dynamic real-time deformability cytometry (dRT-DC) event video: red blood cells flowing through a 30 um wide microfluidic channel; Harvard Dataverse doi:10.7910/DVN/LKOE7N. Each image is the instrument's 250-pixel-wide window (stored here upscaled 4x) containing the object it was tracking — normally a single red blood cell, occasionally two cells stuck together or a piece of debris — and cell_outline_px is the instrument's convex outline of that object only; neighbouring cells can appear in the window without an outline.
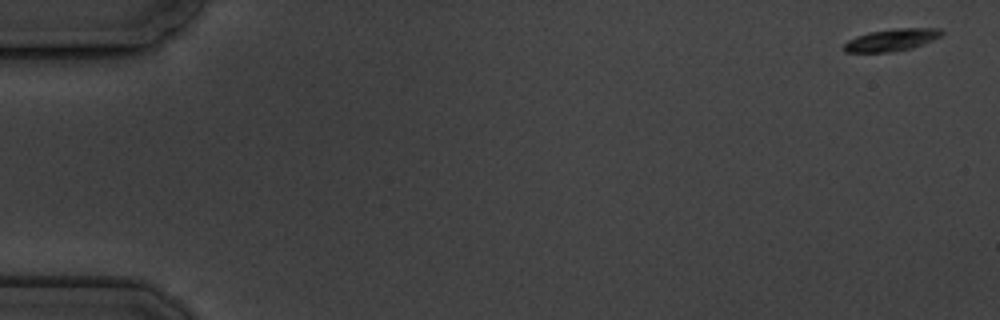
{"species": "common noctule bat (a hibernating species)", "species_latin": "Nyctalus noctula", "temperature_condition": "cold", "stored_images_in_passage": 7, "camera_frame_rate_fps": 3000, "um_per_image_px": 0.085, "animal": {"sex": "male", "body_mass_g": 19.5, "forearm_length_mm": 54.6}, "frame": {"image": 1, "passage_image": 1, "time_ms": 0.0, "image_size_px": [1000, 320], "cell_outline_px": [[944, 32], [940, 36], [932, 40], [912, 48], [892, 52], [844, 52], [844, 44], [848, 40], [856, 36], [868, 32], [896, 28], [940, 28]], "centroid_in_image_um": [75.77, 3.39], "position_along_channel_um": 9.2, "area_um2": 12.6}}
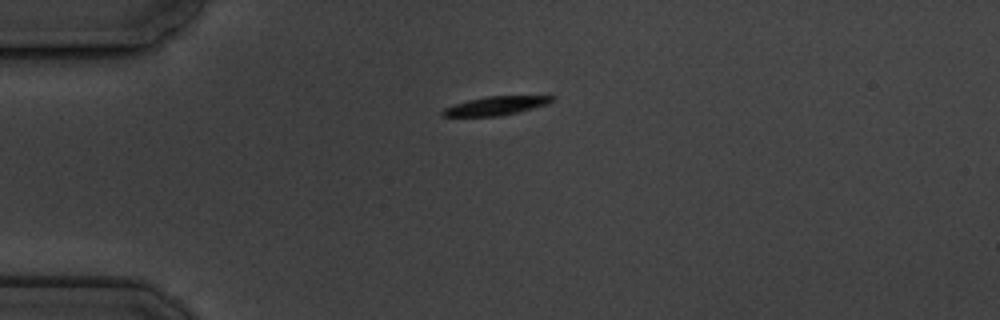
{"frame": {"image": 2, "passage_image": 5, "time_ms": 4.333, "image_size_px": [1000, 320], "cell_outline_px": [[556, 96], [548, 104], [500, 116], [440, 116], [440, 112], [444, 108], [468, 100], [484, 96]], "centroid_in_image_um": [42.1, 8.99], "position_along_channel_um": 42.9, "area_um2": 11.73}}